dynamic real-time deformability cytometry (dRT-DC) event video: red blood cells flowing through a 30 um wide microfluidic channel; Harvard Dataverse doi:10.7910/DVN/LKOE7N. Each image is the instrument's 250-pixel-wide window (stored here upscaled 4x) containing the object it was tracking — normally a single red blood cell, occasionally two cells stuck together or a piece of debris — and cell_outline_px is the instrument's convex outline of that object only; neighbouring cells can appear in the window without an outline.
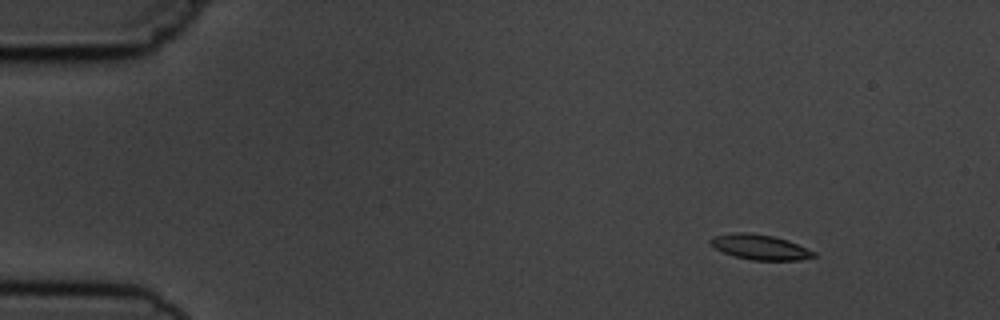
{"species": "common noctule bat (a hibernating species)", "species_latin": "Nyctalus noctula", "temperature_condition": "cold", "stored_images_in_passage": 5, "camera_frame_rate_fps": 3000, "um_per_image_px": 0.085, "animal": {"sex": "male", "body_mass_g": 19.5, "forearm_length_mm": 54.6}, "frame": {"image": 1, "passage_image": 2, "time_ms": 1.333, "image_size_px": [1000, 320], "cell_outline_px": [[816, 256], [800, 260], [752, 260], [736, 256], [724, 252], [716, 248], [708, 240], [712, 236], [736, 232], [744, 232], [772, 236], [788, 240], [816, 252]], "centroid_in_image_um": [64.61, 21.0], "position_along_channel_um": 20.4, "area_um2": 14.91}}
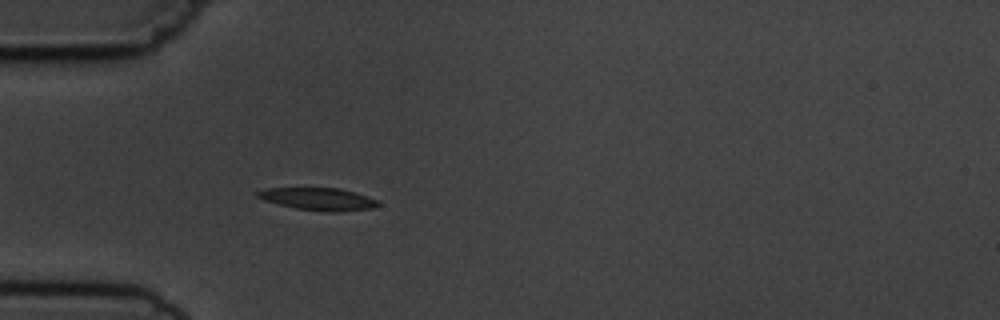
{"frame": {"image": 2, "passage_image": 5, "time_ms": 4.667, "image_size_px": [1000, 320], "cell_outline_px": [[380, 204], [372, 208], [336, 212], [324, 212], [296, 208], [264, 200], [256, 196], [256, 192], [268, 188], [336, 188], [352, 192], [376, 200]], "centroid_in_image_um": [27.02, 16.92], "position_along_channel_um": 58.0, "area_um2": 15.37}}